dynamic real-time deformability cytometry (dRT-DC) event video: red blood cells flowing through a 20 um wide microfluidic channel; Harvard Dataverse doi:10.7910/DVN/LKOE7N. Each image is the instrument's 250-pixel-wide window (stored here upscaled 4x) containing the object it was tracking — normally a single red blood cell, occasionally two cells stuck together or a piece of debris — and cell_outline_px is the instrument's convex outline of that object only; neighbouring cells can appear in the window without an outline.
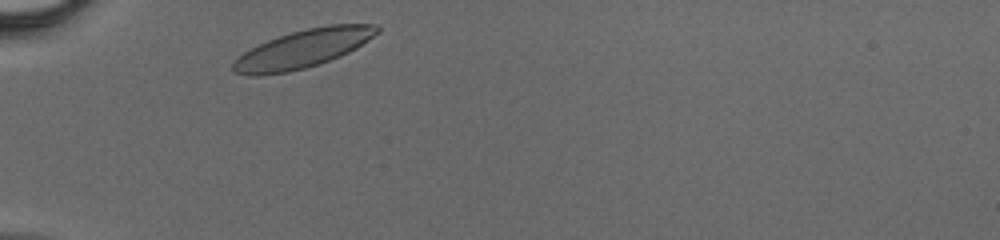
{"species": "human", "species_latin": "Homo sapiens", "temperature_condition": "cold", "stored_images_in_passage": 25, "camera_frame_rate_fps": 3000, "um_per_image_px": 0.085, "donor": {"sex": "male"}, "frame": {"image": 1, "passage_image": 1, "time_ms": 0.0, "image_size_px": [1000, 240], "cell_outline_px": [[380, 32], [356, 48], [340, 56], [304, 68], [288, 72], [260, 76], [248, 76], [232, 72], [232, 64], [244, 52], [268, 40], [292, 32], [308, 28], [328, 24], [372, 24], [380, 28]], "centroid_in_image_um": [25.75, 4.15], "position_along_channel_um": 59.3, "area_um2": 31.67}}
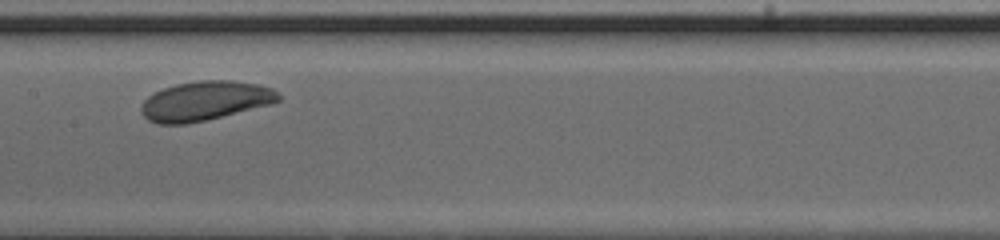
{"frame": {"image": 2, "passage_image": 11, "time_ms": 3.333, "image_size_px": [1000, 240], "cell_outline_px": [[280, 100], [272, 104], [188, 124], [156, 124], [148, 120], [140, 112], [140, 108], [144, 100], [148, 96], [164, 88], [176, 84], [200, 80], [232, 80], [256, 84], [272, 88], [280, 96]], "centroid_in_image_um": [17.41, 8.58], "position_along_channel_um": 190.0, "area_um2": 31.39}}
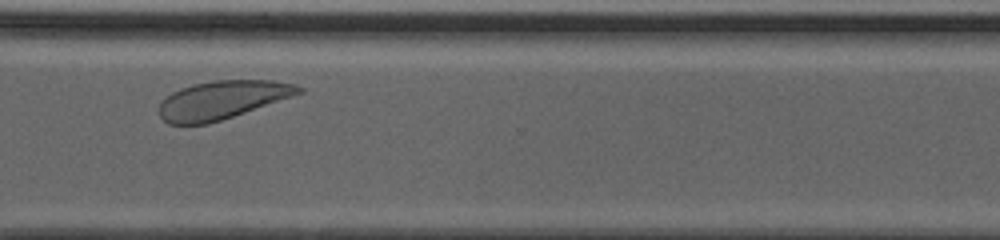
{"frame": {"image": 3, "passage_image": 22, "time_ms": 7.0, "image_size_px": [1000, 240], "cell_outline_px": [[304, 92], [208, 124], [168, 124], [160, 116], [160, 104], [172, 92], [180, 88], [192, 84], [212, 80], [272, 80], [296, 84], [304, 88]], "centroid_in_image_um": [18.89, 8.47], "position_along_channel_um": 351.7, "area_um2": 30.81}}